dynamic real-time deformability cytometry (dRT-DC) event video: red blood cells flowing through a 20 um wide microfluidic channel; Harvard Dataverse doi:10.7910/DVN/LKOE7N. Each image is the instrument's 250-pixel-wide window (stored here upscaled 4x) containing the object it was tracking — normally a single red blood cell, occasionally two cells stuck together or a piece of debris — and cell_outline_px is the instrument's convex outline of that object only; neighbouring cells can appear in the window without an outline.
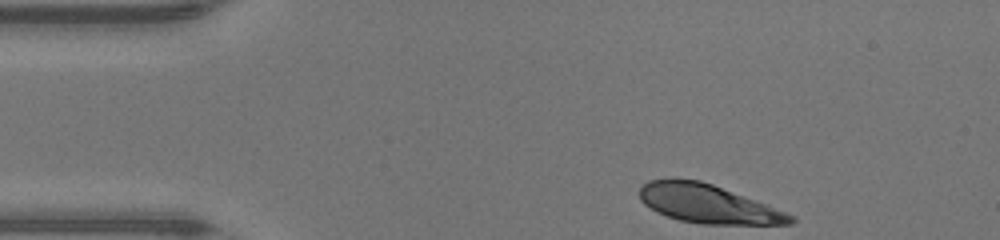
{"species": "human", "species_latin": "Homo sapiens", "temperature_condition": "warm", "stored_images_in_passage": 33, "camera_frame_rate_fps": 3000, "um_per_image_px": 0.085, "donor": {"sex": "male"}, "frame": {"image": 1, "passage_image": 1, "time_ms": 0.0, "image_size_px": [1000, 240], "cell_outline_px": [[796, 220], [792, 224], [700, 224], [680, 220], [656, 212], [644, 204], [640, 200], [640, 188], [648, 180], [700, 180], [712, 184], [796, 216]], "centroid_in_image_um": [60.18, 17.35], "position_along_channel_um": 24.8, "area_um2": 33.29}}
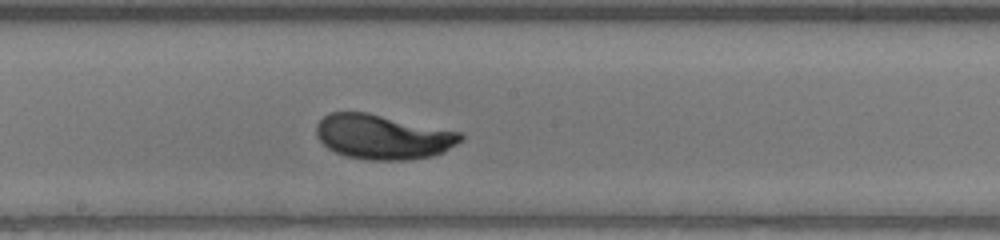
{"frame": {"image": 2, "passage_image": 19, "time_ms": 6.0, "image_size_px": [1000, 240], "cell_outline_px": [[464, 140], [444, 152], [432, 156], [408, 160], [364, 160], [348, 156], [336, 152], [328, 148], [316, 136], [316, 124], [328, 112], [368, 112], [460, 132], [464, 136]], "centroid_in_image_um": [32.55, 11.63], "position_along_channel_um": 215.6, "area_um2": 37.74}}
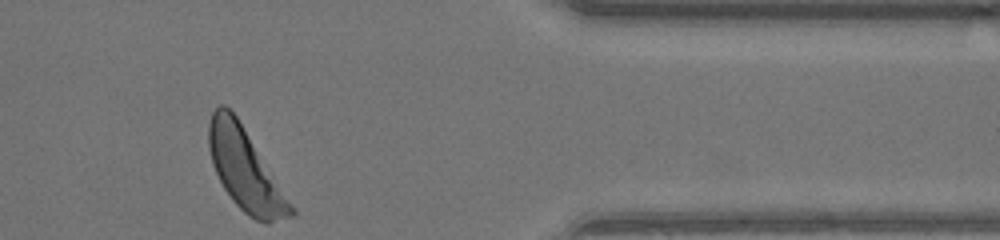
{"frame": {"image": 3, "passage_image": 33, "time_ms": 10.667, "image_size_px": [1000, 240], "cell_outline_px": [[296, 212], [292, 216], [268, 224], [256, 220], [248, 216], [232, 200], [224, 188], [212, 164], [208, 148], [208, 124], [212, 112], [220, 104], [224, 104], [236, 116]], "centroid_in_image_um": [20.8, 14.43], "position_along_channel_um": 390.6, "area_um2": 37.92}, "authors_computed_cell_mechanics": {"area_um2": 36.9342, "velocity_mm_per_s": 4.3233, "shape_relaxation_time_tau1_ms": 1.4735, "shape_relaxation_time_tau2_ms": null, "deformation_change_tau1": 0.1342, "deformation_change_tau2": null}}